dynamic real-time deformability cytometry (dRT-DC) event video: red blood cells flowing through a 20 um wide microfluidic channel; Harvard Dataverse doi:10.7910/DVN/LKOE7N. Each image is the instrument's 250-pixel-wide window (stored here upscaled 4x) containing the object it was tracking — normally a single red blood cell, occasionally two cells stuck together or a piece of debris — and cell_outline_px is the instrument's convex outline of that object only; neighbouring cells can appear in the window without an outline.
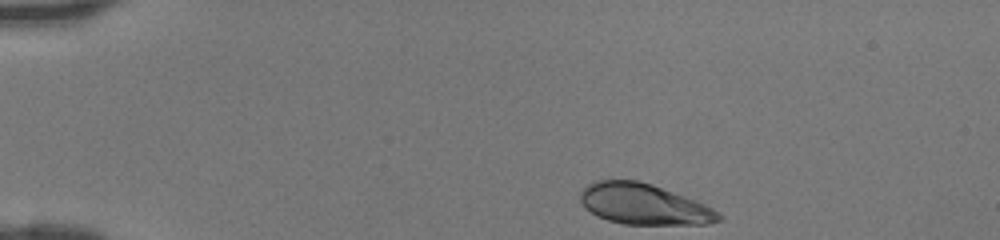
{"species": "human", "species_latin": "Homo sapiens", "temperature_condition": "room temperature", "stored_images_in_passage": 38, "camera_frame_rate_fps": 3000, "um_per_image_px": 0.085, "donor": {"sex": "female"}, "frame": {"image": 1, "passage_image": 1, "time_ms": 0.0, "image_size_px": [1000, 240], "cell_outline_px": [[724, 220], [708, 224], [624, 224], [608, 220], [596, 216], [584, 208], [580, 200], [580, 192], [588, 184], [596, 180], [636, 180], [652, 184], [704, 204], [712, 208], [724, 216]], "centroid_in_image_um": [54.72, 17.36], "position_along_channel_um": 30.3, "area_um2": 32.83}}
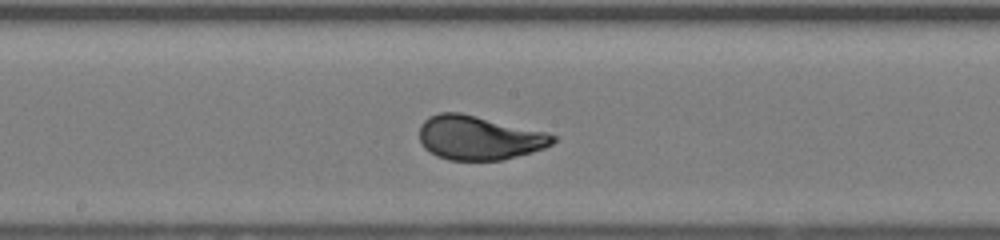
{"frame": {"image": 2, "passage_image": 18, "time_ms": 5.667, "image_size_px": [1000, 240], "cell_outline_px": [[556, 140], [552, 144], [544, 148], [532, 152], [504, 160], [448, 160], [436, 156], [424, 148], [420, 144], [420, 124], [428, 116], [440, 112], [460, 112], [544, 132], [556, 136]], "centroid_in_image_um": [40.67, 11.72], "position_along_channel_um": 207.5, "area_um2": 34.28}}
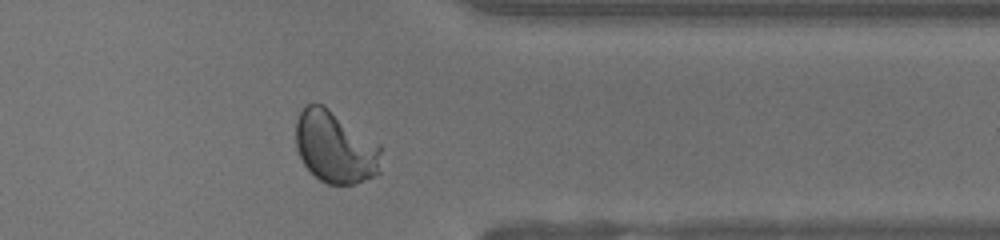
{"frame": {"image": 3, "passage_image": 30, "time_ms": 9.667, "image_size_px": [1000, 240], "cell_outline_px": [[380, 172], [376, 176], [356, 184], [328, 184], [320, 180], [304, 164], [296, 148], [296, 120], [304, 104], [324, 104], [380, 144]], "centroid_in_image_um": [28.5, 12.5], "position_along_channel_um": 382.9, "area_um2": 36.01}}